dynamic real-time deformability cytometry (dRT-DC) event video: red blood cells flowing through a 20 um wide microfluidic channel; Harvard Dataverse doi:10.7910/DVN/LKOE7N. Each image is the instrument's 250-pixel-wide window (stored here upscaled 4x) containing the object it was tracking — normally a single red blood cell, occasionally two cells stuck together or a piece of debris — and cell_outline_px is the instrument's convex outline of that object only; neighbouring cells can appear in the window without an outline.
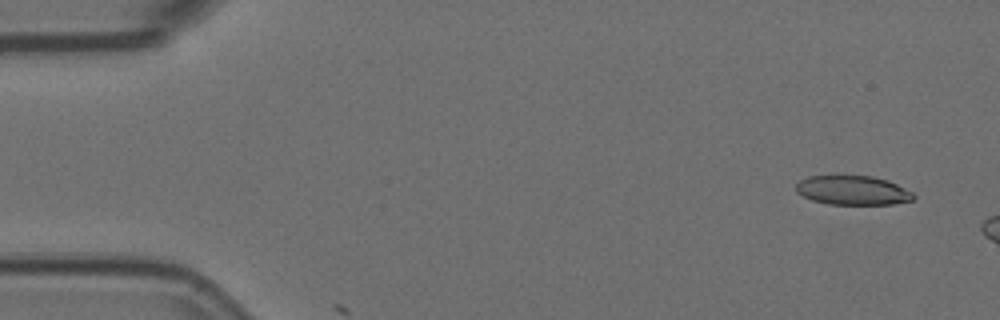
{"species": "Egyptian fruit bat (a non-hibernating species)", "species_latin": "Rousettus aegyptiacus", "temperature_condition": "room temperature", "stored_images_in_passage": 5, "camera_frame_rate_fps": 3000, "um_per_image_px": 0.085, "animal": {"sex": "female"}, "frame": {"image": 1, "passage_image": 4, "time_ms": 1.0, "image_size_px": [1000, 320], "cell_outline_px": [[916, 196], [912, 200], [892, 204], [828, 204], [812, 200], [796, 192], [796, 184], [800, 180], [808, 176], [836, 172], [872, 176], [888, 180], [912, 192]], "centroid_in_image_um": [72.42, 16.12], "position_along_channel_um": 12.6, "area_um2": 20.81}}